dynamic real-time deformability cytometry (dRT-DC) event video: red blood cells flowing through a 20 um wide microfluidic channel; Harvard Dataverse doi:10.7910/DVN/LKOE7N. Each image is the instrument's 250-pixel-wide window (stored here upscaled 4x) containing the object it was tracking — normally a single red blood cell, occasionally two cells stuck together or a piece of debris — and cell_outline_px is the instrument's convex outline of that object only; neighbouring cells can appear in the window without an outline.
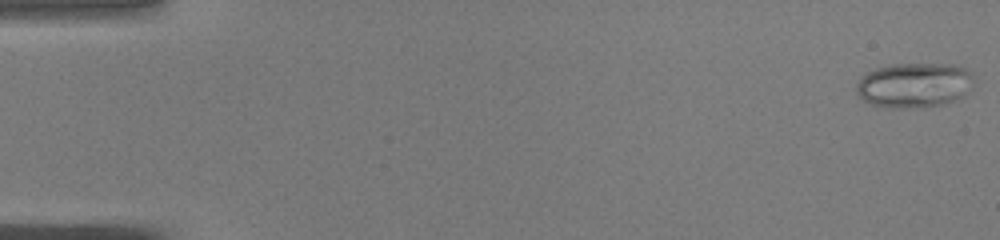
{"species": "common noctule bat (a hibernating species)", "species_latin": "Nyctalus noctula", "temperature_condition": "warm", "stored_images_in_passage": 51, "segment_of_instrument_passage": [1, 2], "camera_frame_rate_fps": 3000, "um_per_image_px": 0.085, "animal": {"sex": "male", "body_mass_g": 19.0, "forearm_length_mm": 50.8}, "frame": {"image": 1, "passage_image": 1, "time_ms": 0.0, "image_size_px": [1000, 240], "cell_outline_px": [[972, 84], [964, 96], [940, 104], [924, 108], [884, 108], [872, 104], [864, 100], [856, 92], [856, 84], [860, 76], [876, 68], [892, 64], [952, 64], [964, 68], [972, 72]], "centroid_in_image_um": [77.67, 7.24], "position_along_channel_um": 7.3, "area_um2": 30.87}}
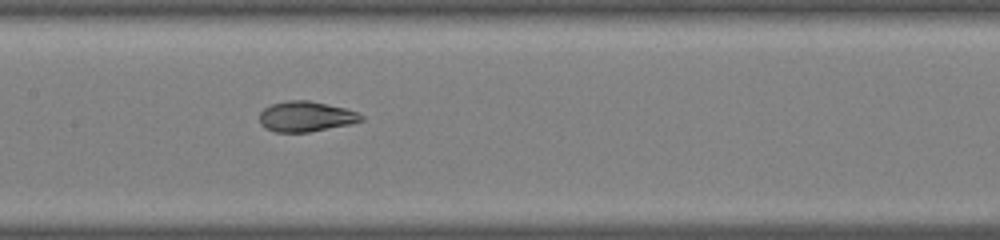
{"frame": {"image": 2, "passage_image": 25, "time_ms": 8.0, "image_size_px": [1000, 240], "cell_outline_px": [[364, 120], [352, 124], [308, 132], [276, 132], [264, 128], [260, 124], [260, 112], [264, 108], [272, 104], [288, 100], [308, 100], [344, 108], [356, 112], [364, 116]], "centroid_in_image_um": [25.99, 9.91], "position_along_channel_um": 181.4, "area_um2": 17.98}}
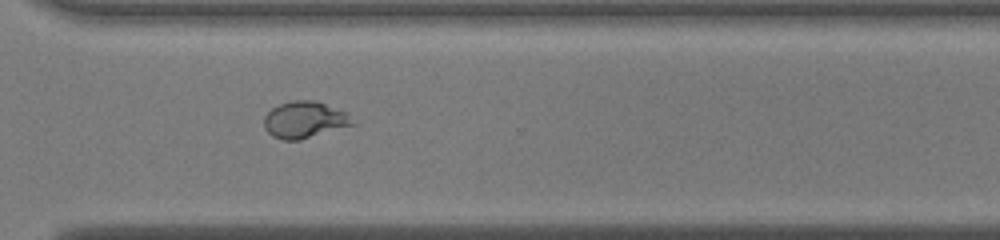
{"frame": {"image": 3, "passage_image": 37, "time_ms": 12.0, "image_size_px": [1000, 240], "cell_outline_px": [[356, 124], [300, 140], [284, 140], [272, 136], [264, 128], [264, 116], [272, 108], [280, 104], [292, 100], [316, 100], [348, 112]], "centroid_in_image_um": [25.91, 10.17], "position_along_channel_um": 344.7, "area_um2": 19.07}}